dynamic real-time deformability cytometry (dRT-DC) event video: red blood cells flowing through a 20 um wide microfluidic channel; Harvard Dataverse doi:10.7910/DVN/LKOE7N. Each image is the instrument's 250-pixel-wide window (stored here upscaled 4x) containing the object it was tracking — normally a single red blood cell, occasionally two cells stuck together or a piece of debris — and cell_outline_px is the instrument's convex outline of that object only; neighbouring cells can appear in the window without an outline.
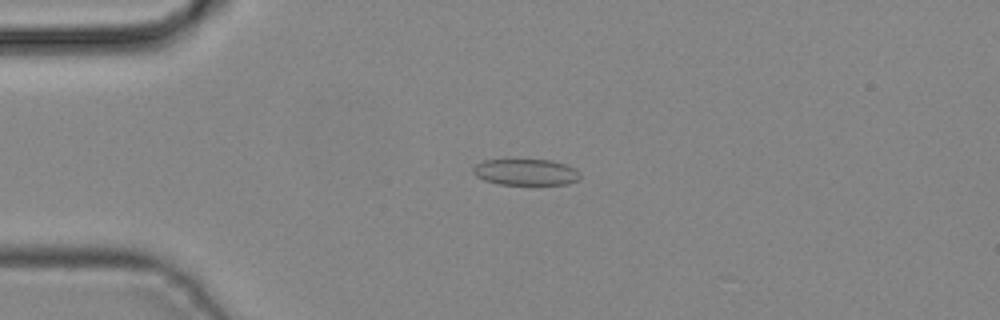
{"species": "common noctule bat (a hibernating species)", "species_latin": "Nyctalus noctula", "temperature_condition": "cold", "stored_images_in_passage": 43, "camera_frame_rate_fps": 3000, "um_per_image_px": 0.085, "animal": {"sex": "male", "body_mass_g": 19.2, "forearm_length_mm": 51.8}, "frame": {"image": 1, "passage_image": 10, "time_ms": 3.0, "image_size_px": [1000, 320], "cell_outline_px": [[580, 180], [568, 184], [500, 184], [484, 180], [476, 176], [472, 172], [472, 168], [476, 164], [484, 160], [508, 156], [552, 160], [576, 168], [580, 172]], "centroid_in_image_um": [44.66, 14.57], "position_along_channel_um": 40.3, "area_um2": 17.4}}
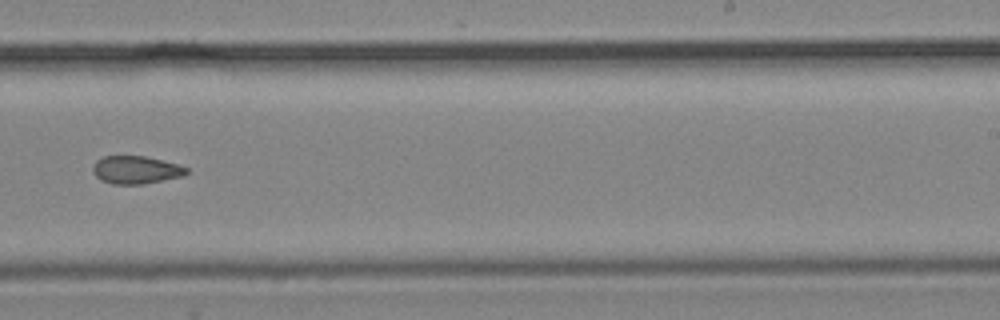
{"frame": {"image": 2, "passage_image": 27, "time_ms": 8.667, "image_size_px": [1000, 320], "cell_outline_px": [[188, 172], [184, 176], [144, 184], [112, 184], [100, 180], [92, 172], [92, 164], [96, 160], [104, 156], [144, 156], [180, 164], [188, 168]], "centroid_in_image_um": [11.55, 14.44], "position_along_channel_um": 277.5, "area_um2": 15.43}}
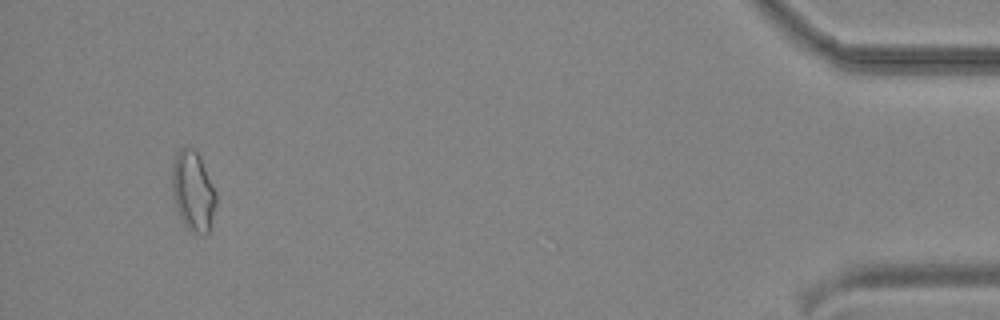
{"frame": {"image": 3, "passage_image": 41, "time_ms": 13.333, "image_size_px": [1000, 320], "cell_outline_px": [[216, 204], [208, 232], [204, 236], [188, 228], [184, 224], [176, 208], [172, 192], [172, 168], [176, 152], [180, 148], [192, 148], [200, 156], [216, 192]], "centroid_in_image_um": [16.4, 16.23], "position_along_channel_um": 418.8, "area_um2": 20.29}}